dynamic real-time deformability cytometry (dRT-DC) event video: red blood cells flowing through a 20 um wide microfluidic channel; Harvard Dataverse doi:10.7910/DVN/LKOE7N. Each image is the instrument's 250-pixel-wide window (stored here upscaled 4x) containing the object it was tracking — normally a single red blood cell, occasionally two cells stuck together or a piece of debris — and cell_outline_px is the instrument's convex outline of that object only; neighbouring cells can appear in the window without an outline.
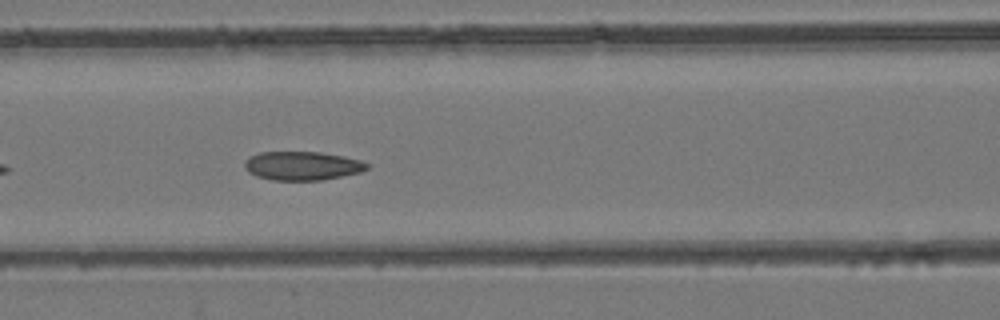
{"species": "common noctule bat (a hibernating species)", "species_latin": "Nyctalus noctula", "temperature_condition": "room temperature", "stored_images_in_passage": 37, "camera_frame_rate_fps": 3000, "um_per_image_px": 0.085, "animal": {"sex": "female", "body_mass_g": 24.6, "forearm_length_mm": 56.2}, "frame": {"image": 1, "passage_image": 9, "time_ms": 2.667, "image_size_px": [1000, 320], "cell_outline_px": [[368, 168], [360, 172], [320, 180], [272, 180], [256, 176], [248, 172], [244, 168], [244, 160], [260, 152], [320, 152], [344, 156], [360, 160], [368, 164]], "centroid_in_image_um": [25.66, 14.09], "position_along_channel_um": 140.9, "area_um2": 20.4}}
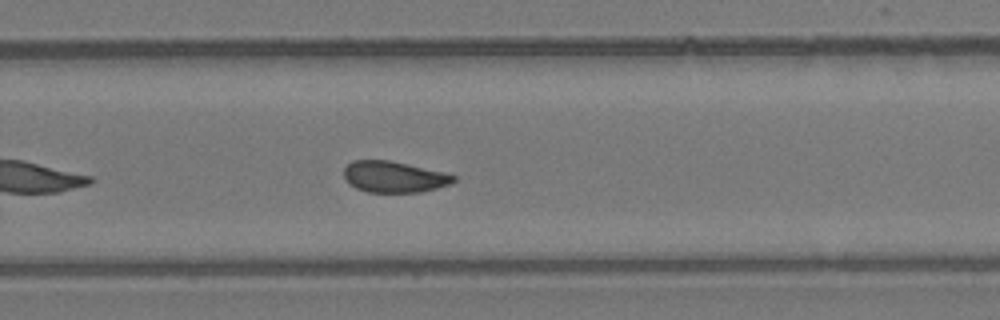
{"frame": {"image": 2, "passage_image": 20, "time_ms": 6.333, "image_size_px": [1000, 320], "cell_outline_px": [[456, 180], [448, 184], [436, 188], [420, 192], [368, 192], [356, 188], [344, 176], [344, 168], [352, 160], [388, 160], [444, 172], [456, 176]], "centroid_in_image_um": [33.49, 15.03], "position_along_channel_um": 296.3, "area_um2": 19.65}}
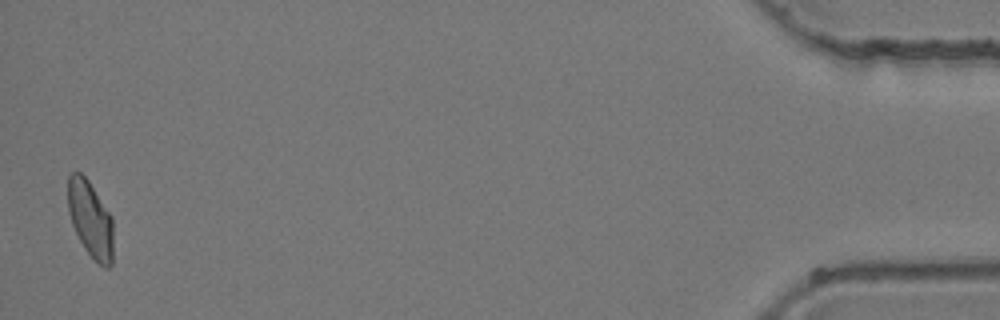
{"frame": {"image": 3, "passage_image": 36, "time_ms": 11.667, "image_size_px": [1000, 320], "cell_outline_px": [[112, 264], [108, 268], [104, 268], [84, 248], [72, 224], [68, 212], [68, 176], [72, 172], [80, 172], [88, 180], [112, 216]], "centroid_in_image_um": [7.68, 18.61], "position_along_channel_um": 427.5, "area_um2": 20.0}}